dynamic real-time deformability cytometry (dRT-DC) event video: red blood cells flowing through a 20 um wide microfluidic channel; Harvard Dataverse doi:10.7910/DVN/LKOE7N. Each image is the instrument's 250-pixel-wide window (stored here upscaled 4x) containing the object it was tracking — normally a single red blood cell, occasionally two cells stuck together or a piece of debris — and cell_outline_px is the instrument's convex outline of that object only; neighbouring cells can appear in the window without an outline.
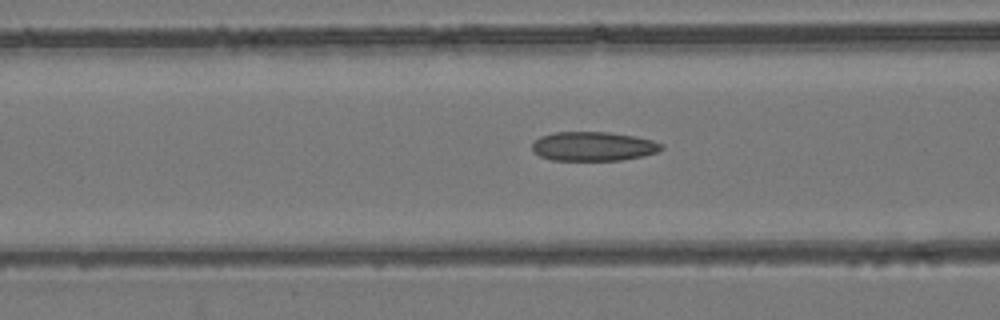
{"species": "common noctule bat (a hibernating species)", "species_latin": "Nyctalus noctula", "temperature_condition": "room temperature", "stored_images_in_passage": 54, "camera_frame_rate_fps": 3000, "um_per_image_px": 0.085, "animal": {"sex": "female", "body_mass_g": 24.6, "forearm_length_mm": 56.2}, "frame": {"image": 1, "passage_image": 22, "time_ms": 7.0, "image_size_px": [1000, 320], "cell_outline_px": [[664, 148], [656, 152], [644, 156], [620, 160], [552, 160], [540, 156], [532, 148], [532, 144], [540, 136], [556, 132], [608, 132], [636, 136], [652, 140], [664, 144]], "centroid_in_image_um": [50.47, 12.43], "position_along_channel_um": 116.1, "area_um2": 21.96}}
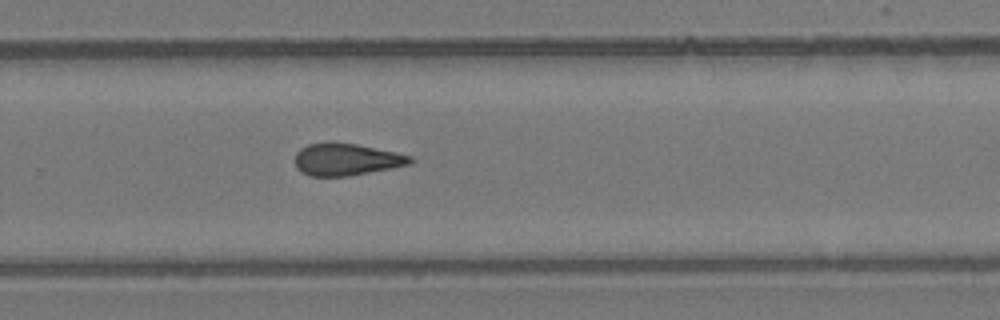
{"frame": {"image": 2, "passage_image": 36, "time_ms": 11.667, "image_size_px": [1000, 320], "cell_outline_px": [[412, 160], [408, 164], [392, 168], [348, 176], [308, 176], [300, 172], [296, 168], [296, 152], [300, 148], [308, 144], [332, 140], [356, 144], [396, 152], [412, 156]], "centroid_in_image_um": [29.38, 13.53], "position_along_channel_um": 300.4, "area_um2": 21.79}}
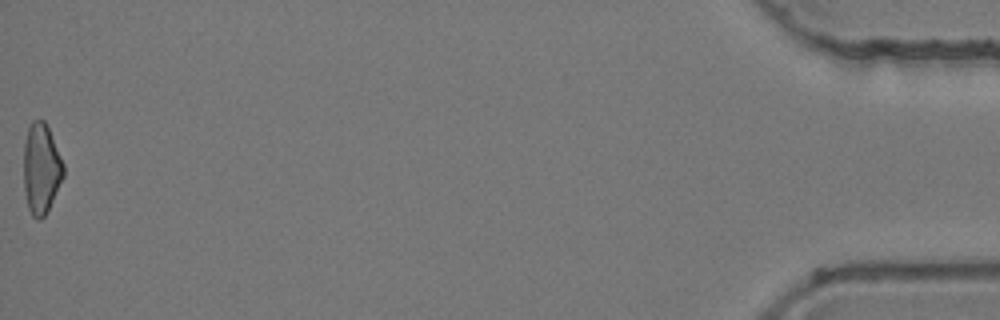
{"frame": {"image": 3, "passage_image": 54, "time_ms": 17.667, "image_size_px": [1000, 320], "cell_outline_px": [[64, 176], [44, 216], [40, 220], [36, 220], [32, 216], [28, 208], [24, 188], [24, 144], [28, 128], [32, 120], [44, 120], [48, 128], [64, 164]], "centroid_in_image_um": [3.49, 14.34], "position_along_channel_um": 431.7, "area_um2": 20.75}, "authors_computed_cell_mechanics": {"area_um2": 21.9351, "velocity_mm_per_s": 3.9502, "shape_relaxation_time_tau1_ms": null, "shape_relaxation_time_tau2_ms": 5.0646, "deformation_change_tau1": null, "deformation_change_tau2": 0.1508}}